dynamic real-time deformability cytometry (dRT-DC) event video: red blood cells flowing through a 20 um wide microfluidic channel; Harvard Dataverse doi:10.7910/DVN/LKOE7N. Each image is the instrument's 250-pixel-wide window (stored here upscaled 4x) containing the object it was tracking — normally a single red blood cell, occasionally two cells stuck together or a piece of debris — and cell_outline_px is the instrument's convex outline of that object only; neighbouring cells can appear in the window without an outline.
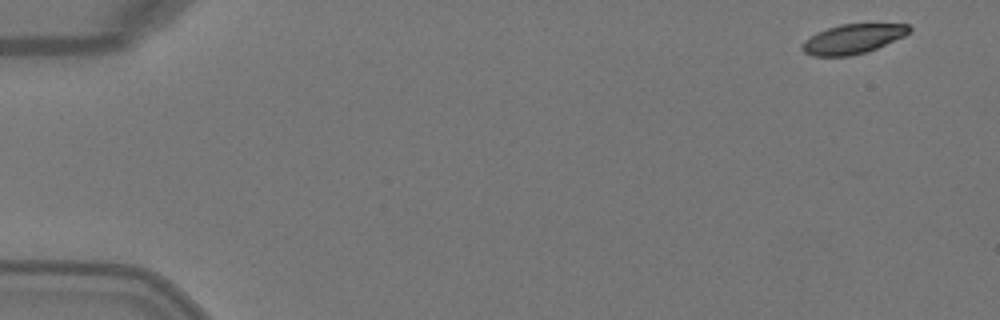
{"species": "Egyptian fruit bat (a non-hibernating species)", "species_latin": "Rousettus aegyptiacus", "temperature_condition": "warm", "stored_images_in_passage": 5, "camera_frame_rate_fps": 3000, "um_per_image_px": 0.085, "animal": {"sex": "female"}, "frame": {"image": 1, "passage_image": 1, "time_ms": 0.0, "image_size_px": [1000, 320], "cell_outline_px": [[912, 32], [904, 36], [876, 48], [864, 52], [848, 56], [812, 56], [804, 52], [800, 48], [804, 40], [816, 32], [840, 24], [908, 24], [912, 28]], "centroid_in_image_um": [72.47, 3.3], "position_along_channel_um": 12.5, "area_um2": 18.38}}
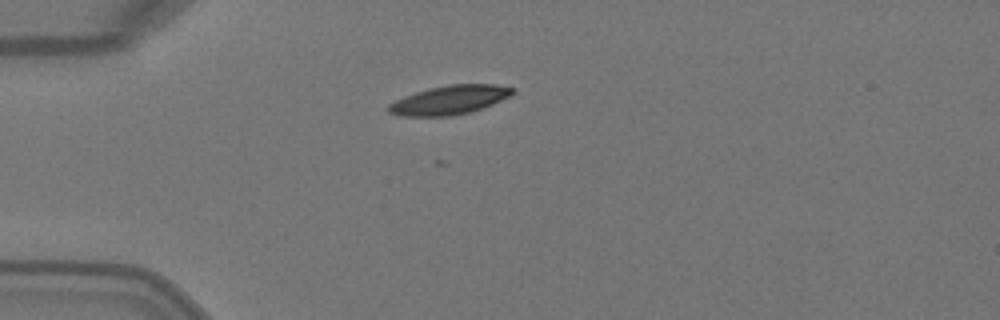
{"frame": {"image": 2, "passage_image": 4, "time_ms": 1.0, "image_size_px": [1000, 320], "cell_outline_px": [[516, 92], [492, 104], [472, 112], [452, 116], [400, 116], [388, 112], [388, 104], [404, 96], [428, 88], [448, 84], [496, 84], [512, 88]], "centroid_in_image_um": [38.19, 8.5], "position_along_channel_um": 46.8, "area_um2": 20.92}}